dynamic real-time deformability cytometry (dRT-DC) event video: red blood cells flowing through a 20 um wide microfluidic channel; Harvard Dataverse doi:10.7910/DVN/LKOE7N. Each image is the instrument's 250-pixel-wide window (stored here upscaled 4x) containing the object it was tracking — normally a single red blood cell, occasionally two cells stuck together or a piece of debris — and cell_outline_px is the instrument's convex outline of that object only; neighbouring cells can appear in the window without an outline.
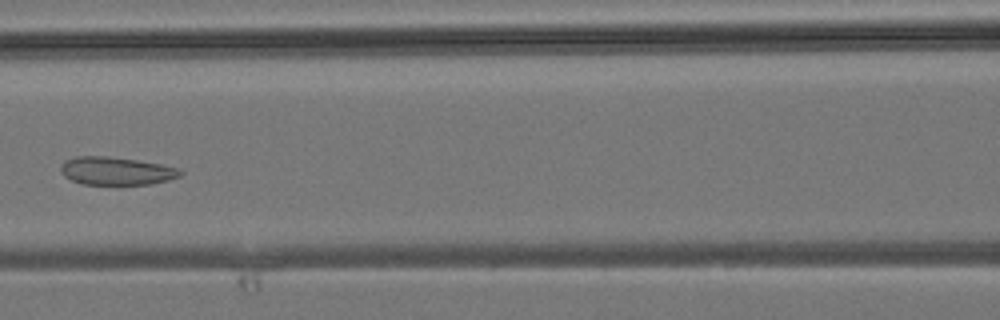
{"species": "common noctule bat (a hibernating species)", "species_latin": "Nyctalus noctula", "temperature_condition": "room temperature", "stored_images_in_passage": 29, "camera_frame_rate_fps": 3000, "um_per_image_px": 0.085, "animal": {"sex": "male", "body_mass_g": 19.2, "forearm_length_mm": 51.8}, "frame": {"image": 1, "passage_image": 13, "time_ms": 4.0, "image_size_px": [1000, 320], "cell_outline_px": [[184, 172], [180, 176], [168, 180], [152, 184], [80, 184], [64, 176], [60, 168], [60, 164], [64, 160], [76, 156], [108, 156], [136, 160], [160, 164], [180, 168]], "centroid_in_image_um": [9.88, 14.52], "position_along_channel_um": 156.7, "area_um2": 19.59}}
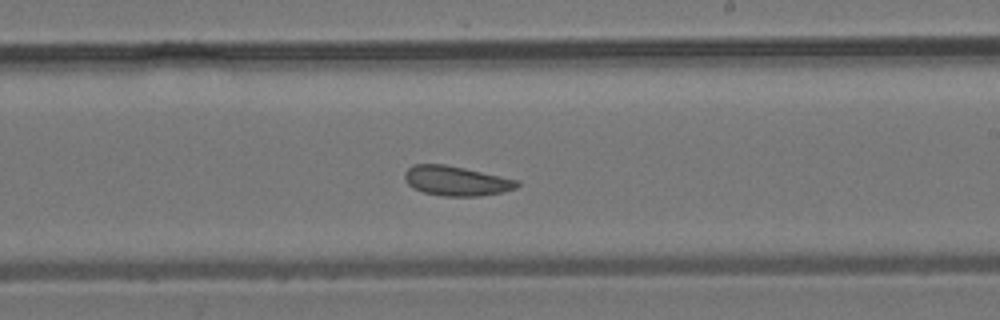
{"frame": {"image": 2, "passage_image": 19, "time_ms": 6.0, "image_size_px": [1000, 320], "cell_outline_px": [[520, 184], [516, 188], [500, 192], [480, 196], [444, 196], [424, 192], [408, 184], [404, 176], [404, 172], [412, 164], [444, 164], [464, 168], [520, 180]], "centroid_in_image_um": [38.79, 15.36], "position_along_channel_um": 250.2, "area_um2": 19.31}}
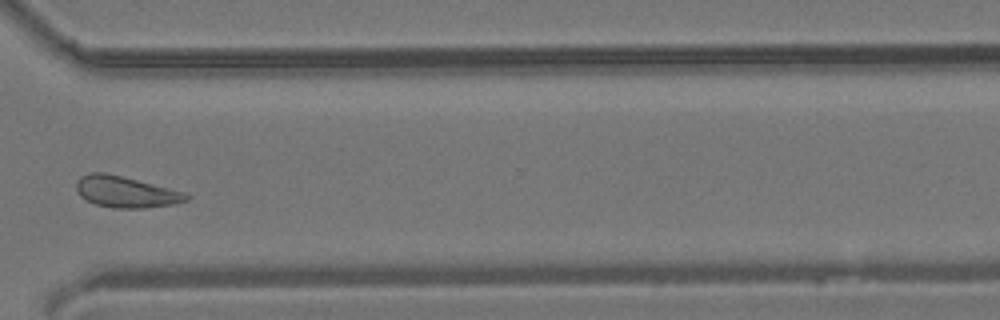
{"frame": {"image": 3, "passage_image": 26, "time_ms": 8.333, "image_size_px": [1000, 320], "cell_outline_px": [[192, 196], [188, 200], [172, 204], [144, 208], [112, 208], [96, 204], [84, 200], [80, 196], [76, 188], [76, 180], [80, 176], [88, 172], [104, 172], [184, 192]], "centroid_in_image_um": [10.64, 16.31], "position_along_channel_um": 360.0, "area_um2": 19.94}}